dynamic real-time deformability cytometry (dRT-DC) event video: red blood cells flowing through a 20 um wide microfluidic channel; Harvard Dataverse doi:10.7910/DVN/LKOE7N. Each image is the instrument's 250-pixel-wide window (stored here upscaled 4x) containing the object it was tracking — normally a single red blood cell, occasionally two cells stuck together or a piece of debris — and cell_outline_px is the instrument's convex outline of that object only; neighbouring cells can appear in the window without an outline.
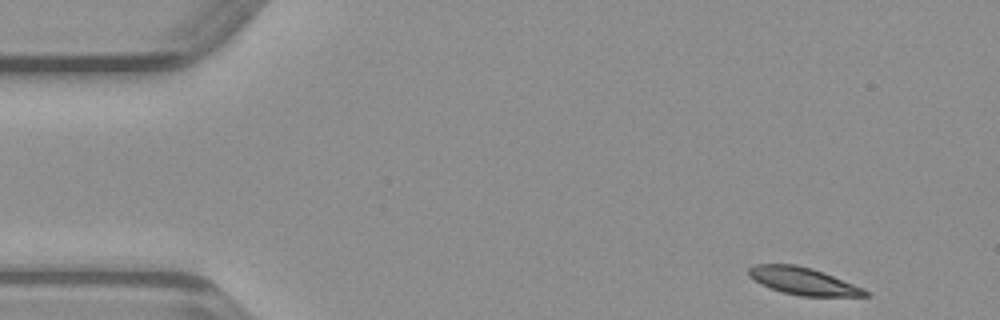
{"species": "common noctule bat (a hibernating species)", "species_latin": "Nyctalus noctula", "temperature_condition": "warm", "stored_images_in_passage": 46, "camera_frame_rate_fps": 3000, "um_per_image_px": 0.085, "animal": {"sex": "male", "body_mass_g": 23.1, "forearm_length_mm": 52.7}, "frame": {"image": 1, "passage_image": 1, "time_ms": 0.0, "image_size_px": [1000, 320], "cell_outline_px": [[872, 296], [800, 296], [784, 292], [760, 284], [748, 276], [748, 268], [752, 264], [796, 264], [812, 268], [824, 272], [864, 288], [872, 292]], "centroid_in_image_um": [68.3, 23.89], "position_along_channel_um": 16.7, "area_um2": 18.73}}
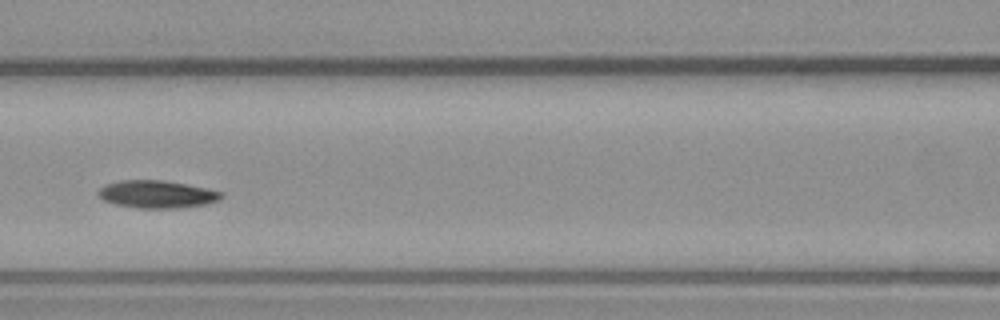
{"frame": {"image": 2, "passage_image": 18, "time_ms": 5.667, "image_size_px": [1000, 320], "cell_outline_px": [[224, 196], [220, 200], [204, 204], [176, 208], [136, 208], [116, 204], [104, 200], [96, 192], [104, 184], [120, 180], [164, 180], [208, 188], [224, 192]], "centroid_in_image_um": [13.35, 16.5], "position_along_channel_um": 153.2, "area_um2": 19.88}}
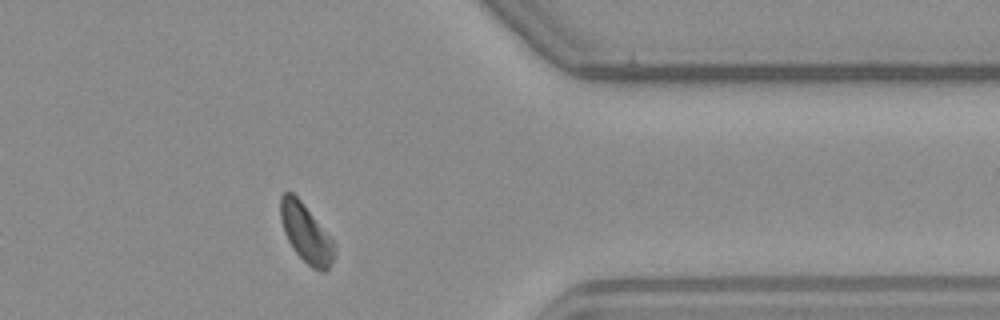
{"frame": {"image": 3, "passage_image": 36, "time_ms": 11.667, "image_size_px": [1000, 320], "cell_outline_px": [[336, 256], [328, 268], [324, 272], [320, 272], [312, 268], [296, 252], [288, 240], [284, 232], [280, 220], [280, 196], [284, 192], [292, 192], [300, 200], [336, 244]], "centroid_in_image_um": [26.02, 19.85], "position_along_channel_um": 385.4, "area_um2": 18.26}}